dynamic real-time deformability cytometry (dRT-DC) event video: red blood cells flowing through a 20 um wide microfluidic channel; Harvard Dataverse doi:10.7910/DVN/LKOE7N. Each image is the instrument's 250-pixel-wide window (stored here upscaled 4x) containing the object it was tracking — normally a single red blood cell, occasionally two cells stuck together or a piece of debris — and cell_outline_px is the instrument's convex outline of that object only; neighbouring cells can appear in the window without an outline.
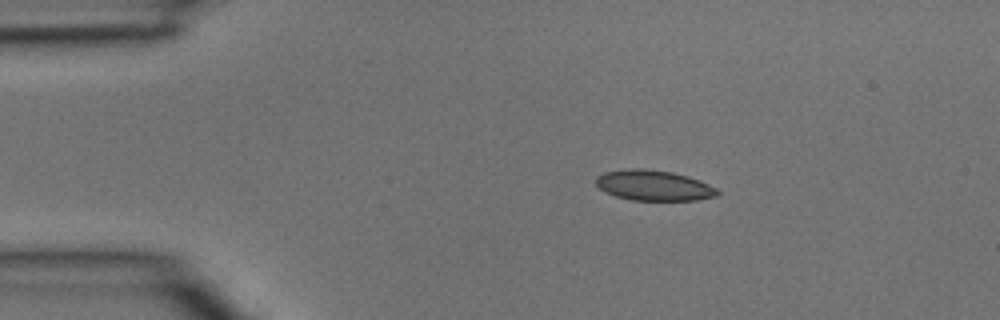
{"species": "common noctule bat (a hibernating species)", "species_latin": "Nyctalus noctula", "temperature_condition": "room temperature", "stored_images_in_passage": 2, "camera_frame_rate_fps": 3000, "um_per_image_px": 0.085, "animal": {"sex": "male", "body_mass_g": 15.6}, "frame": {"image": 1, "passage_image": 1, "time_ms": 0.0, "image_size_px": [1000, 320], "cell_outline_px": [[720, 196], [696, 200], [632, 200], [616, 196], [604, 192], [596, 184], [596, 176], [604, 172], [632, 168], [636, 168], [672, 172], [688, 176], [708, 184], [716, 188], [720, 192]], "centroid_in_image_um": [55.58, 15.77], "position_along_channel_um": 29.4, "area_um2": 21.5}}